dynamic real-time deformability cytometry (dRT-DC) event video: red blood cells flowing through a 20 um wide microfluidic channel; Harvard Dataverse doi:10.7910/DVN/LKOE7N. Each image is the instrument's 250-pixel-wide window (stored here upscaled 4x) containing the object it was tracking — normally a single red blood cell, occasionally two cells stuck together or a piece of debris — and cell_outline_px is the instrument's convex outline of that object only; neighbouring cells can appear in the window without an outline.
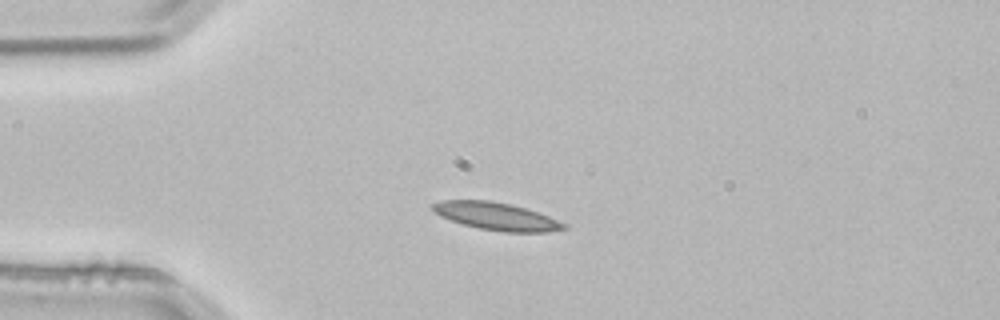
{"species": "common noctule bat (a hibernating species)", "species_latin": "Nyctalus noctula", "temperature_condition": "room temperature", "stored_images_in_passage": 2, "camera_frame_rate_fps": 3000, "um_per_image_px": 0.085, "animal": {"sex": "male", "body_mass_g": 21.5, "forearm_length_mm": 52.0}, "frame": {"image": 1, "passage_image": 2, "time_ms": 0.333, "image_size_px": [1000, 320], "cell_outline_px": [[568, 228], [548, 232], [504, 232], [480, 228], [464, 224], [440, 216], [432, 212], [432, 204], [444, 200], [492, 200], [512, 204], [528, 208], [568, 224]], "centroid_in_image_um": [42.23, 18.38], "position_along_channel_um": 42.8, "area_um2": 21.21}}